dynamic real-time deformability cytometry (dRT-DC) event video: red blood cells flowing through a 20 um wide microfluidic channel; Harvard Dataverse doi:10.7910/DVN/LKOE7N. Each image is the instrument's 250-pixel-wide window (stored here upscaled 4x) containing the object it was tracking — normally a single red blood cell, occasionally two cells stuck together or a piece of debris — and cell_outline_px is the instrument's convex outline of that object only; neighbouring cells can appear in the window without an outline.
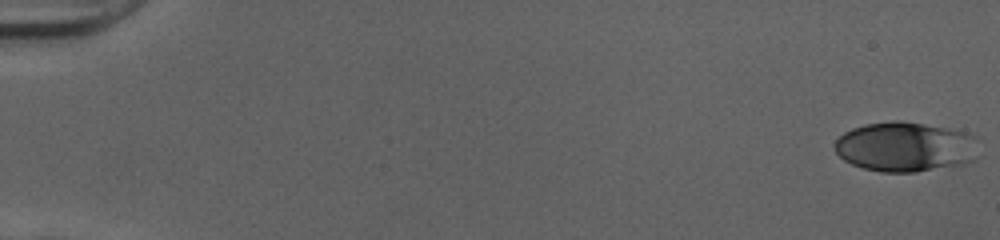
{"species": "human", "species_latin": "Homo sapiens", "temperature_condition": "cold", "stored_images_in_passage": 51, "camera_frame_rate_fps": 3000, "um_per_image_px": 0.085, "donor": {"sex": "female"}, "frame": {"image": 1, "passage_image": 1, "time_ms": 0.0, "image_size_px": [1000, 240], "cell_outline_px": [[980, 156], [976, 160], [964, 164], [916, 172], [880, 172], [864, 168], [852, 164], [844, 160], [836, 152], [832, 144], [844, 132], [852, 128], [864, 124], [892, 120], [900, 120], [948, 128], [964, 132], [976, 136]], "centroid_in_image_um": [76.99, 12.48], "position_along_channel_um": 8.0, "area_um2": 42.43}}
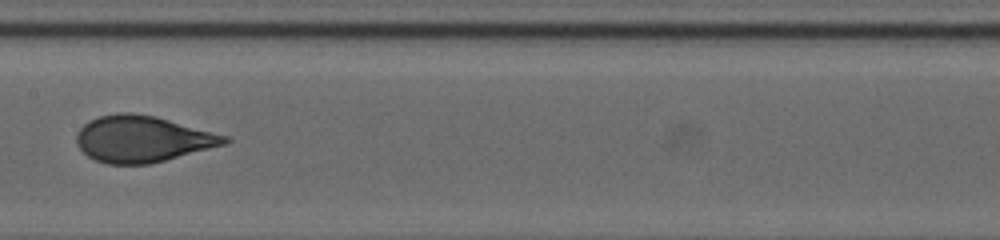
{"frame": {"image": 2, "passage_image": 28, "time_ms": 9.0, "image_size_px": [1000, 240], "cell_outline_px": [[232, 140], [224, 144], [164, 160], [148, 164], [108, 164], [96, 160], [88, 156], [76, 144], [76, 132], [88, 120], [100, 116], [116, 112], [132, 112], [156, 116], [228, 136]], "centroid_in_image_um": [12.06, 11.79], "position_along_channel_um": 195.3, "area_um2": 39.82}}
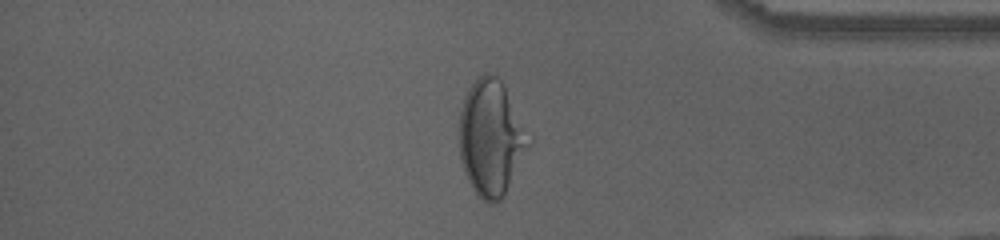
{"frame": {"image": 3, "passage_image": 44, "time_ms": 14.333, "image_size_px": [1000, 240], "cell_outline_px": [[532, 140], [504, 196], [500, 200], [492, 204], [488, 204], [476, 196], [464, 172], [460, 156], [460, 112], [464, 96], [468, 88], [476, 76], [484, 72], [488, 72], [496, 76], [504, 84]], "centroid_in_image_um": [41.73, 11.71], "position_along_channel_um": 393.5, "area_um2": 46.99}, "authors_computed_cell_mechanics": {"area_um2": 39.8242, "velocity_mm_per_s": 4.0371, "shape_relaxation_time_tau1_ms": 5.6576, "shape_relaxation_time_tau2_ms": null, "deformation_change_tau1": 0.2212, "deformation_change_tau2": null}}